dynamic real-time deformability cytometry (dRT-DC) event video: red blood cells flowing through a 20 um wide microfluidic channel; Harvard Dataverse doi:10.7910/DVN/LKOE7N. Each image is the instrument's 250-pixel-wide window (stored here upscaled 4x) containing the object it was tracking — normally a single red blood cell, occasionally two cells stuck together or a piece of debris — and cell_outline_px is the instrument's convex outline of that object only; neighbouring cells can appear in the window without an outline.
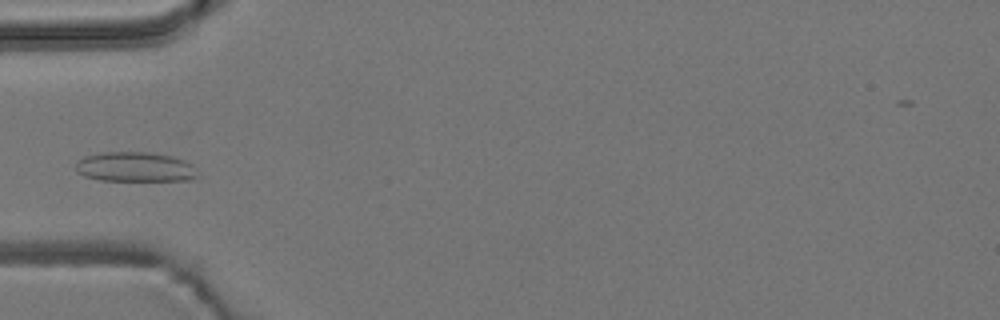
{"species": "common noctule bat (a hibernating species)", "species_latin": "Nyctalus noctula", "temperature_condition": "room temperature", "stored_images_in_passage": 3, "camera_frame_rate_fps": 3000, "um_per_image_px": 0.085, "animal": {"sex": "male", "body_mass_g": 19.2, "forearm_length_mm": 51.8}, "frame": {"image": 1, "passage_image": 2, "time_ms": 1.0, "image_size_px": [1000, 320], "cell_outline_px": [[200, 176], [192, 180], [100, 180], [84, 176], [76, 172], [76, 160], [84, 156], [100, 152], [148, 152], [172, 156], [184, 160]], "centroid_in_image_um": [11.42, 14.18], "position_along_channel_um": 73.6, "area_um2": 21.1}}